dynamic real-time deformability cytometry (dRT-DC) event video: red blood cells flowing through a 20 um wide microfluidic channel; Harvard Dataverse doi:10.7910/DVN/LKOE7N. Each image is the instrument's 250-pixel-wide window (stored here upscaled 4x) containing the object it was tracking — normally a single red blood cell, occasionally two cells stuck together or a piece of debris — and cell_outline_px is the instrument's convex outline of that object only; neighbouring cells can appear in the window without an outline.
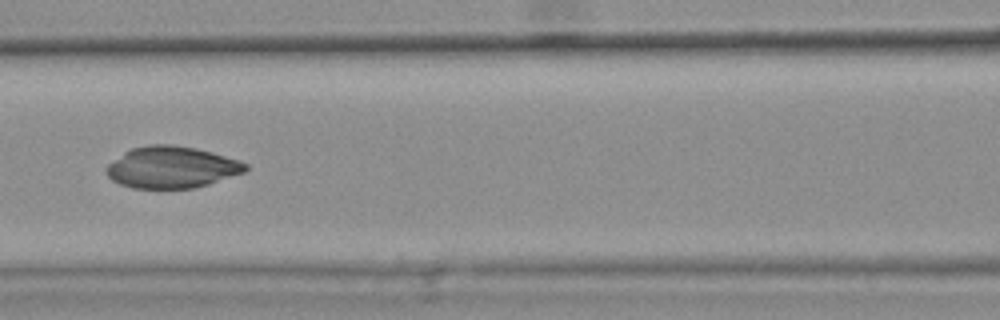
{"species": "common noctule bat (a hibernating species)", "species_latin": "Nyctalus noctula", "temperature_condition": "warm", "stored_images_in_passage": 22, "camera_frame_rate_fps": 3000, "um_per_image_px": 0.085, "animal": {"sex": "female", "body_mass_g": 25.1}, "frame": {"image": 1, "passage_image": 10, "time_ms": 3.0, "image_size_px": [1000, 320], "cell_outline_px": [[248, 168], [244, 172], [208, 184], [192, 188], [132, 188], [120, 184], [112, 180], [108, 176], [104, 168], [108, 164], [124, 152], [132, 148], [148, 144], [168, 144], [196, 148], [212, 152], [240, 160], [248, 164]], "centroid_in_image_um": [14.58, 14.21], "position_along_channel_um": 152.0, "area_um2": 33.76}}